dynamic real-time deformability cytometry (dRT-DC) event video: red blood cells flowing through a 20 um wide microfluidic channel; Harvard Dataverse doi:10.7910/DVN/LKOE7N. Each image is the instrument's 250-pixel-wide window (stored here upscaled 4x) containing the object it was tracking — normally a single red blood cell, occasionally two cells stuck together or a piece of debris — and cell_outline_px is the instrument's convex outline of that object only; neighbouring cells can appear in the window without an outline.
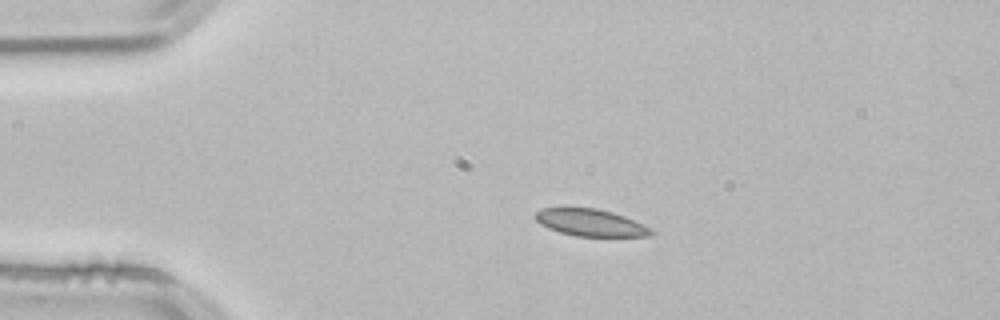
{"species": "common noctule bat (a hibernating species)", "species_latin": "Nyctalus noctula", "temperature_condition": "room temperature", "stored_images_in_passage": 46, "camera_frame_rate_fps": 3000, "um_per_image_px": 0.085, "animal": {"sex": "male", "body_mass_g": 21.5, "forearm_length_mm": 52.0}, "frame": {"image": 1, "passage_image": 11, "time_ms": 3.333, "image_size_px": [1000, 320], "cell_outline_px": [[656, 232], [652, 236], [576, 236], [560, 232], [548, 228], [540, 224], [532, 216], [540, 208], [596, 208], [612, 212], [624, 216], [652, 228]], "centroid_in_image_um": [50.2, 18.92], "position_along_channel_um": 34.8, "area_um2": 18.32}}
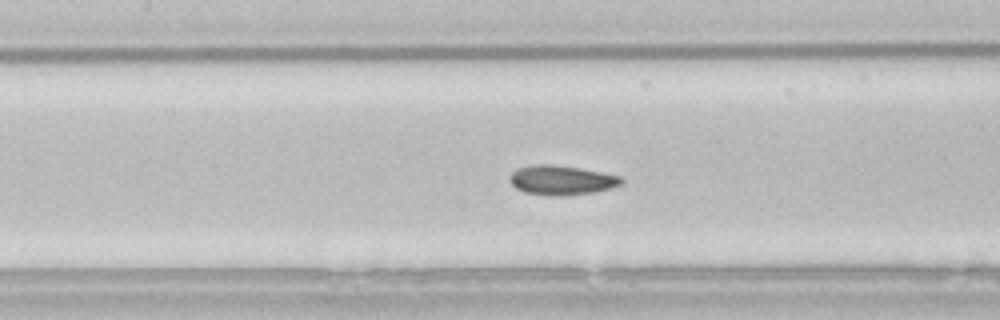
{"frame": {"image": 2, "passage_image": 24, "time_ms": 7.667, "image_size_px": [1000, 320], "cell_outline_px": [[624, 184], [592, 192], [556, 196], [552, 196], [524, 192], [516, 188], [508, 180], [508, 176], [512, 172], [520, 168], [536, 164], [548, 164], [580, 168], [620, 176], [624, 180]], "centroid_in_image_um": [47.71, 15.31], "position_along_channel_um": 159.7, "area_um2": 18.96}}
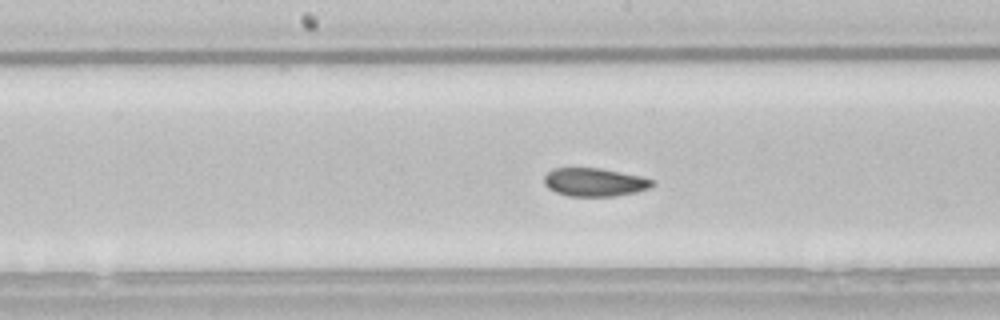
{"frame": {"image": 3, "passage_image": 27, "time_ms": 8.667, "image_size_px": [1000, 320], "cell_outline_px": [[652, 184], [648, 188], [636, 192], [616, 196], [568, 196], [556, 192], [548, 188], [544, 184], [544, 176], [548, 172], [556, 168], [600, 168], [640, 176], [652, 180]], "centroid_in_image_um": [50.49, 15.49], "position_along_channel_um": 197.7, "area_um2": 17.63}, "authors_computed_cell_mechanics": {"area_um2": 18.8139, "velocity_mm_per_s": 3.8071, "shape_relaxation_time_tau1_ms": 9.6713, "shape_relaxation_time_tau2_ms": 2.6624, "deformation_change_tau1": 0.1424, "deformation_change_tau2": 0.0539}}